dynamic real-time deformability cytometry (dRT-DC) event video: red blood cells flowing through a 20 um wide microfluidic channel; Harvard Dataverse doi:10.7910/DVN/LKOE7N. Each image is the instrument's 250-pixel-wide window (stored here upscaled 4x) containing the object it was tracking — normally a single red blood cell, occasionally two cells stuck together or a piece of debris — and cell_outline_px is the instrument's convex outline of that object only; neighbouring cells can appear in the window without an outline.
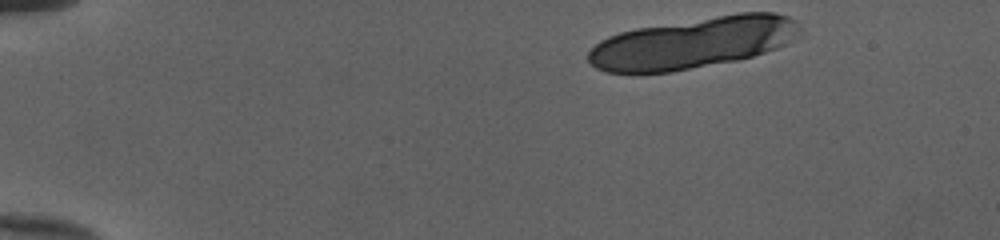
{"species": "human", "species_latin": "Homo sapiens", "temperature_condition": "cold", "stored_images_in_passage": 14, "camera_frame_rate_fps": 3000, "um_per_image_px": 0.085, "donor": {"sex": "female"}, "frame": {"image": 1, "passage_image": 1, "time_ms": 0.0, "image_size_px": [1000, 240], "cell_outline_px": [[800, 32], [788, 44], [752, 56], [736, 60], [672, 72], [604, 72], [596, 68], [588, 60], [588, 52], [600, 40], [608, 36], [620, 32], [636, 28], [736, 12], [772, 12], [788, 16], [796, 20], [800, 28]], "centroid_in_image_um": [58.93, 3.62], "position_along_channel_um": 26.1, "area_um2": 63.12}}